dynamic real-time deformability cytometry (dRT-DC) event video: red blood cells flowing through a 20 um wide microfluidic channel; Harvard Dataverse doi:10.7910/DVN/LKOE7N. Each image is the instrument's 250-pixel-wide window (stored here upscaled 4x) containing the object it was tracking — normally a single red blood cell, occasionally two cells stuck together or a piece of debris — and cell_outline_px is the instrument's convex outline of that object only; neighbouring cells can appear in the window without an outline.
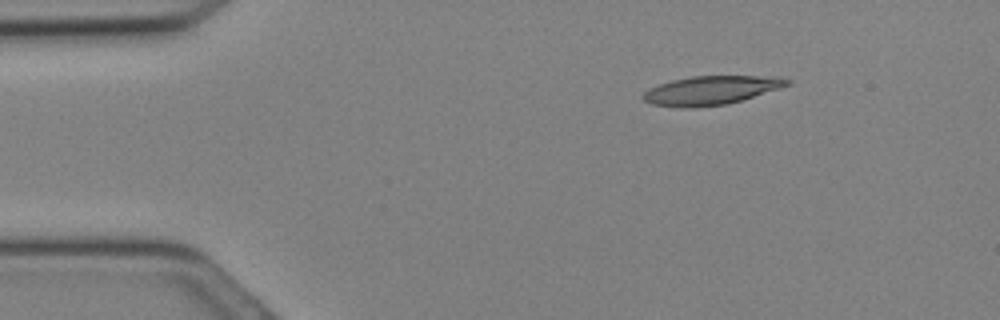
{"species": "Egyptian fruit bat (a non-hibernating species)", "species_latin": "Rousettus aegyptiacus", "temperature_condition": "cold", "stored_images_in_passage": 15, "camera_frame_rate_fps": 3000, "um_per_image_px": 0.085, "animal": {"sex": "female"}, "frame": {"image": 1, "passage_image": 5, "time_ms": 1.333, "image_size_px": [1000, 320], "cell_outline_px": [[792, 84], [780, 88], [728, 104], [692, 108], [688, 108], [652, 104], [644, 100], [640, 96], [648, 88], [672, 80], [692, 76], [780, 76], [792, 80]], "centroid_in_image_um": [60.46, 7.67], "position_along_channel_um": 24.5, "area_um2": 24.28}}
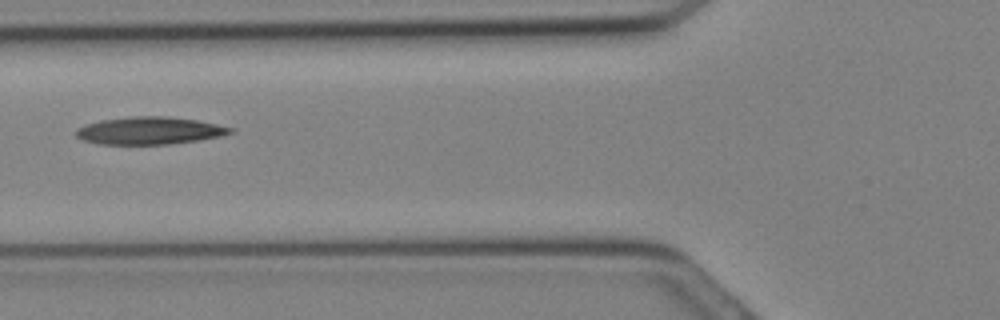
{"frame": {"image": 2, "passage_image": 12, "time_ms": 3.667, "image_size_px": [1000, 320], "cell_outline_px": [[236, 132], [220, 136], [196, 140], [168, 144], [96, 144], [84, 140], [76, 136], [76, 128], [100, 120], [136, 116], [164, 116], [196, 120], [216, 124], [232, 128]], "centroid_in_image_um": [12.7, 11.1], "position_along_channel_um": 113.1, "area_um2": 24.45}}
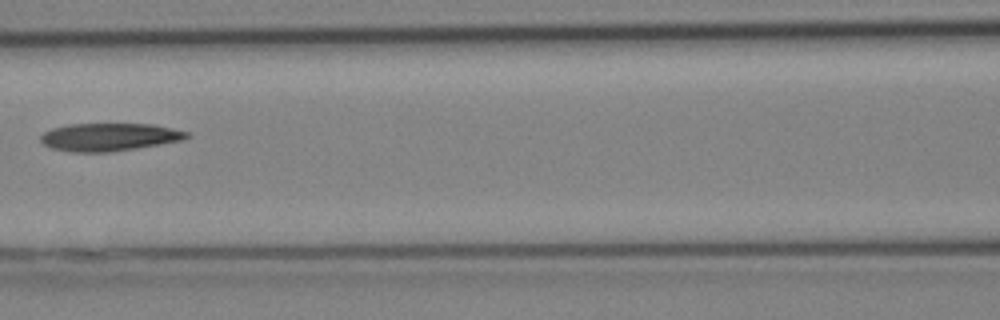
{"frame": {"image": 3, "passage_image": 14, "time_ms": 4.333, "image_size_px": [1000, 320], "cell_outline_px": [[192, 136], [180, 140], [160, 144], [136, 148], [108, 152], [72, 152], [52, 148], [44, 144], [40, 140], [40, 136], [44, 132], [52, 128], [68, 124], [152, 124], [172, 128], [188, 132]], "centroid_in_image_um": [9.27, 11.64], "position_along_channel_um": 157.3, "area_um2": 23.58}}